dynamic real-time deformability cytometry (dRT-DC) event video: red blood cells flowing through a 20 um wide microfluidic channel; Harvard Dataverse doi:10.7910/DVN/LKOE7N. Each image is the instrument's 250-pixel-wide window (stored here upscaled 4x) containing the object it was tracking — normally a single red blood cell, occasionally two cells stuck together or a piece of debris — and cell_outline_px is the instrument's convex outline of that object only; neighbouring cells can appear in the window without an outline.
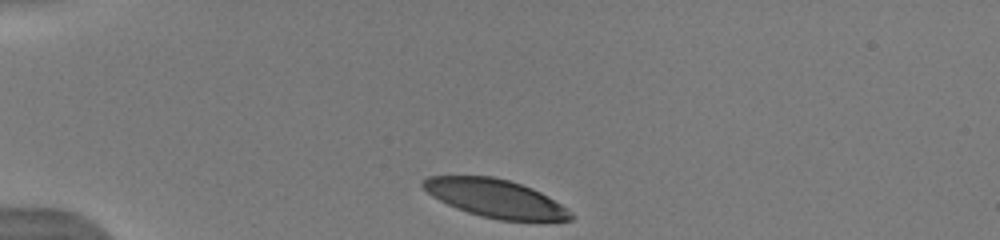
{"species": "human", "species_latin": "Homo sapiens", "temperature_condition": "warm", "stored_images_in_passage": 35, "camera_frame_rate_fps": 3000, "um_per_image_px": 0.085, "donor": {"sex": "male"}, "frame": {"image": 1, "passage_image": 1, "time_ms": 0.0, "image_size_px": [1000, 240], "cell_outline_px": [[576, 216], [572, 220], [500, 220], [480, 216], [456, 208], [432, 196], [420, 184], [428, 176], [492, 176], [508, 180], [532, 188], [548, 196], [568, 208]], "centroid_in_image_um": [42.14, 16.86], "position_along_channel_um": 42.9, "area_um2": 32.6}, "authors_computed_cell_mechanics": {"area_um2": 37.1654, "velocity_mm_per_s": 3.9039, "shape_relaxation_time_tau1_ms": 0.8046, "shape_relaxation_time_tau2_ms": null, "deformation_change_tau1": 0.0735, "deformation_change_tau2": null}}